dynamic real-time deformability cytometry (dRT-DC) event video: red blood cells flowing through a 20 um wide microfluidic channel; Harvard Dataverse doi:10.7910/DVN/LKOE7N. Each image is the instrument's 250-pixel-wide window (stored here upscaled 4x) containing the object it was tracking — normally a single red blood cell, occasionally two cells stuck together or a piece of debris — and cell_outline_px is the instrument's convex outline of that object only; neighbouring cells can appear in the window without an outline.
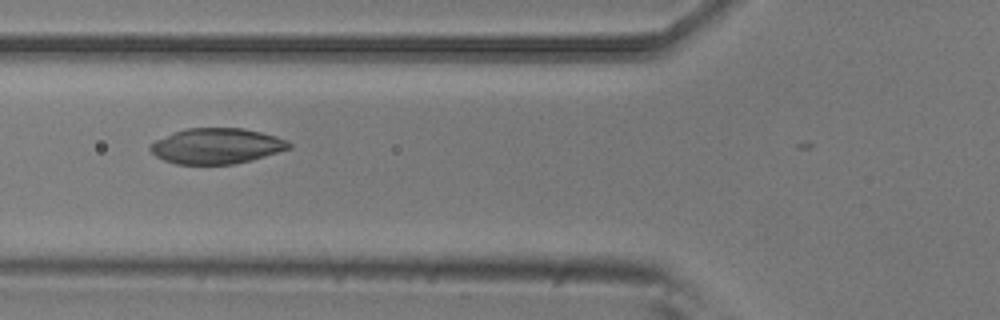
{"species": "common noctule bat (a hibernating species)", "species_latin": "Nyctalus noctula", "temperature_condition": "room temperature", "stored_images_in_passage": 4, "camera_frame_rate_fps": 3000, "um_per_image_px": 0.085, "animal": {"sex": "male", "body_mass_g": 20.5, "forearm_length_mm": 52.5}, "frame": {"image": 1, "passage_image": 3, "time_ms": 0.667, "image_size_px": [1000, 320], "cell_outline_px": [[292, 148], [252, 160], [232, 164], [176, 164], [164, 160], [156, 156], [148, 148], [156, 140], [176, 132], [188, 128], [244, 128], [276, 136], [288, 140], [292, 144]], "centroid_in_image_um": [18.46, 12.41], "position_along_channel_um": 107.3, "area_um2": 28.61}}